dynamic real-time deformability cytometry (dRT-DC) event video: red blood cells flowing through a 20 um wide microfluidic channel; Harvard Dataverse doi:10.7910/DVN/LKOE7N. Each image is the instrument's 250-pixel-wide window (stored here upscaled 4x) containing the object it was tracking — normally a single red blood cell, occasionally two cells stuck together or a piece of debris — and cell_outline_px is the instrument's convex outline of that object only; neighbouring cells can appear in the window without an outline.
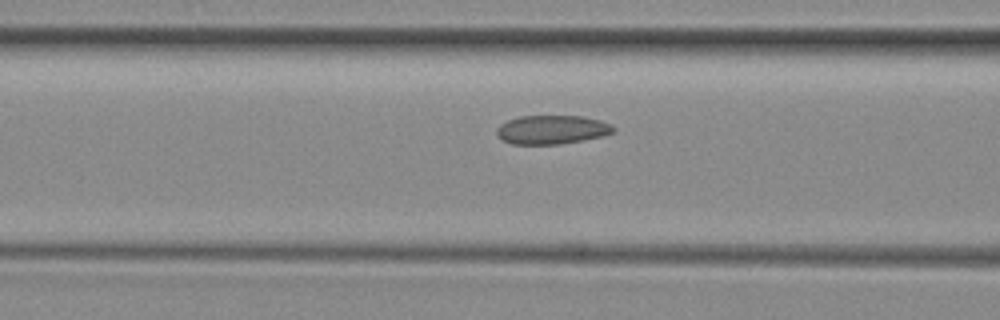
{"species": "common noctule bat (a hibernating species)", "species_latin": "Nyctalus noctula", "temperature_condition": "room temperature", "stored_images_in_passage": 17, "camera_frame_rate_fps": 3000, "um_per_image_px": 0.085, "animal": {"sex": "female", "body_mass_g": 29.2, "forearm_length_mm": 56.3}, "frame": {"image": 1, "passage_image": 15, "time_ms": 4.667, "image_size_px": [1000, 320], "cell_outline_px": [[616, 132], [604, 136], [584, 140], [560, 144], [512, 144], [504, 140], [496, 132], [496, 128], [500, 124], [508, 120], [520, 116], [580, 116], [600, 120], [612, 124], [616, 128]], "centroid_in_image_um": [46.97, 11.02], "position_along_channel_um": 119.6, "area_um2": 19.71}}